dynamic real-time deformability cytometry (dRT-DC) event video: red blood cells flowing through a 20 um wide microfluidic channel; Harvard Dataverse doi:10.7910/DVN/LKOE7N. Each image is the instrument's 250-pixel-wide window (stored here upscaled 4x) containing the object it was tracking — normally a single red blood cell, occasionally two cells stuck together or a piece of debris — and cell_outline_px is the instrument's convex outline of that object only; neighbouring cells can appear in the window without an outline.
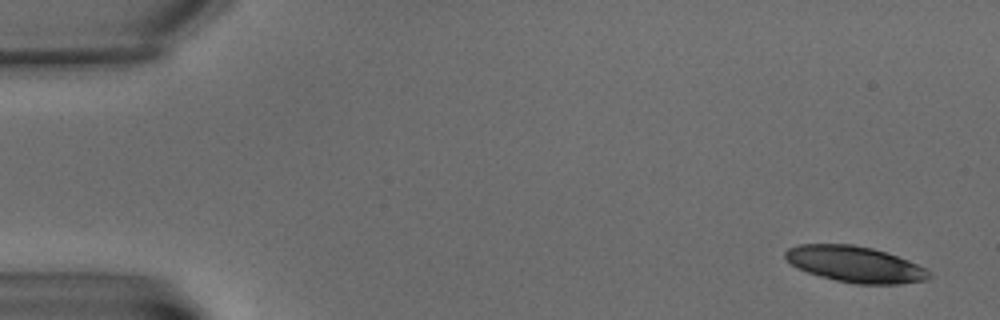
{"species": "common noctule bat (a hibernating species)", "species_latin": "Nyctalus noctula", "temperature_condition": "warm", "stored_images_in_passage": 7, "camera_frame_rate_fps": 3000, "um_per_image_px": 0.085, "animal": {"sex": "male", "body_mass_g": 15.6}, "frame": {"image": 1, "passage_image": 1, "time_ms": 0.0, "image_size_px": [1000, 320], "cell_outline_px": [[932, 276], [928, 280], [900, 284], [856, 284], [836, 280], [820, 276], [796, 268], [784, 256], [784, 252], [788, 248], [796, 244], [852, 244], [872, 248], [908, 260], [932, 272]], "centroid_in_image_um": [72.68, 22.46], "position_along_channel_um": 12.3, "area_um2": 30.23}}
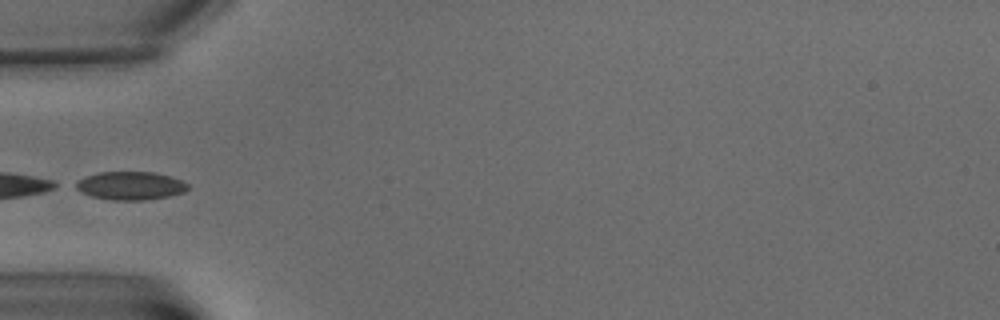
{"frame": {"image": 2, "passage_image": 7, "time_ms": 7.0, "image_size_px": [1000, 320], "cell_outline_px": [[188, 188], [184, 192], [168, 196], [144, 200], [112, 200], [92, 196], [80, 192], [72, 188], [72, 184], [84, 176], [100, 172], [152, 172], [168, 176], [180, 180], [188, 184]], "centroid_in_image_um": [11.0, 15.78], "position_along_channel_um": 74.0, "area_um2": 18.5}}